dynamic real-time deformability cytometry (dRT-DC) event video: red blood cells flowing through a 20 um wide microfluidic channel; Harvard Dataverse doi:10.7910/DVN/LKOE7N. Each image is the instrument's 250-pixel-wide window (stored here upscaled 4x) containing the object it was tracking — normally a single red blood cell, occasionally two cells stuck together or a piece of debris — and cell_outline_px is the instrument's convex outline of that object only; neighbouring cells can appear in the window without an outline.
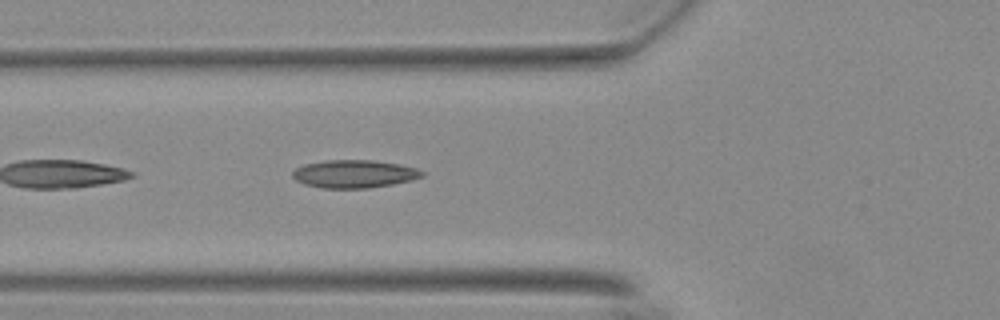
{"species": "Egyptian fruit bat (a non-hibernating species)", "species_latin": "Rousettus aegyptiacus", "temperature_condition": "warm", "stored_images_in_passage": 40, "segment_of_instrument_passage": [1, 2], "camera_frame_rate_fps": 3000, "um_per_image_px": 0.085, "animal": {"sex": "female"}, "frame": {"image": 1, "passage_image": 4, "time_ms": 1.0, "image_size_px": [1000, 320], "cell_outline_px": [[424, 176], [412, 180], [392, 184], [368, 188], [324, 188], [304, 184], [296, 180], [292, 176], [292, 172], [296, 168], [304, 164], [324, 160], [372, 160], [400, 164], [416, 168], [424, 172]], "centroid_in_image_um": [30.11, 14.77], "position_along_channel_um": 95.7, "area_um2": 21.1}}
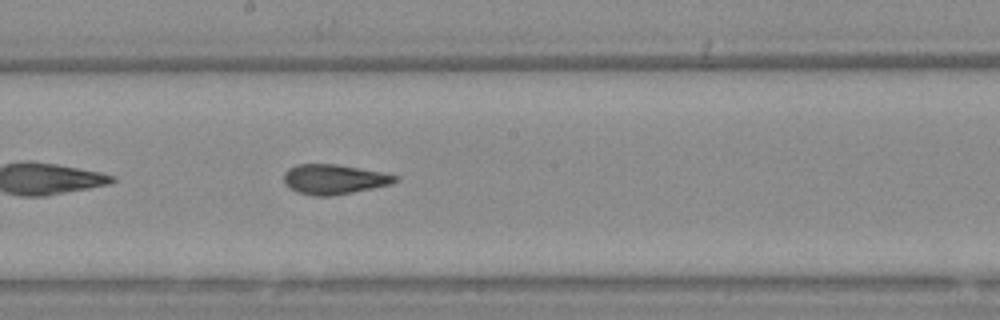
{"frame": {"image": 2, "passage_image": 14, "time_ms": 4.333, "image_size_px": [1000, 320], "cell_outline_px": [[400, 176], [392, 184], [332, 196], [312, 196], [296, 192], [288, 188], [284, 184], [284, 172], [288, 168], [296, 164], [336, 164], [380, 172]], "centroid_in_image_um": [28.33, 15.24], "position_along_channel_um": 219.9, "area_um2": 19.42}}
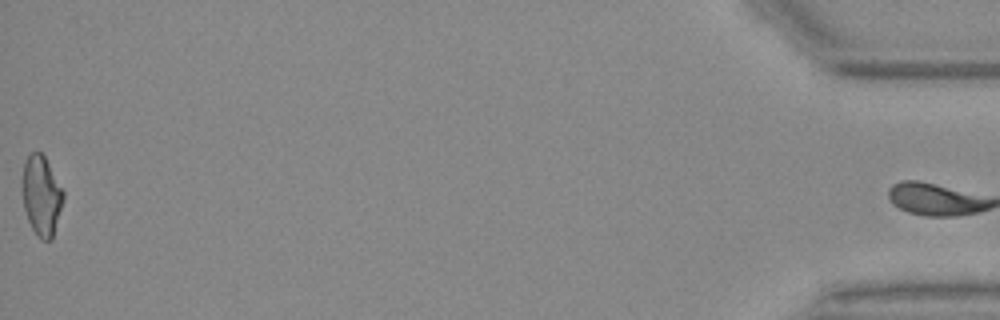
{"frame": {"image": 3, "passage_image": 39, "time_ms": 12.667, "image_size_px": [1000, 320], "cell_outline_px": [[64, 196], [52, 240], [40, 240], [32, 228], [28, 220], [24, 208], [20, 184], [24, 160], [32, 152], [40, 152], [44, 156], [64, 192]], "centroid_in_image_um": [3.48, 16.62], "position_along_channel_um": 431.7, "area_um2": 19.19}}